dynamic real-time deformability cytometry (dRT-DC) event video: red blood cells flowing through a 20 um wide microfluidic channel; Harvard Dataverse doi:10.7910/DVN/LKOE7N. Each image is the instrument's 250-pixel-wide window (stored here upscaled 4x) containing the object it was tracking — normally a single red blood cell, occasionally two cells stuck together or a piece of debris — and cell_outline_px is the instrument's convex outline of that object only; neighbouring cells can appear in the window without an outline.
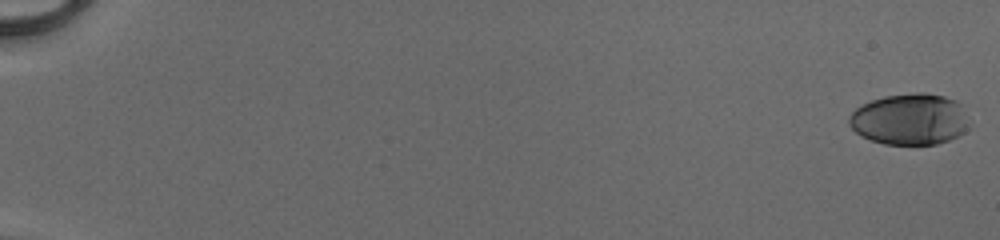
{"species": "human", "species_latin": "Homo sapiens", "temperature_condition": "cold", "stored_images_in_passage": 53, "camera_frame_rate_fps": 3000, "um_per_image_px": 0.085, "donor": {"sex": "male"}, "frame": {"image": 1, "passage_image": 1, "time_ms": 0.0, "image_size_px": [1000, 240], "cell_outline_px": [[968, 128], [964, 132], [948, 140], [936, 144], [884, 144], [860, 136], [848, 124], [848, 116], [856, 108], [872, 100], [884, 96], [916, 92], [924, 92], [944, 96], [956, 100], [964, 104], [968, 124]], "centroid_in_image_um": [77.35, 10.12], "position_along_channel_um": 7.7, "area_um2": 36.13}}
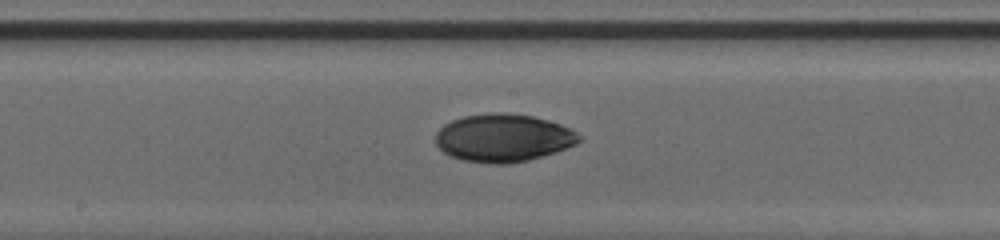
{"frame": {"image": 2, "passage_image": 31, "time_ms": 10.0, "image_size_px": [1000, 240], "cell_outline_px": [[584, 140], [576, 144], [556, 152], [528, 160], [508, 164], [488, 164], [464, 160], [448, 156], [436, 144], [436, 132], [444, 124], [452, 120], [464, 116], [488, 112], [504, 112], [532, 116], [548, 120], [572, 128], [584, 136]], "centroid_in_image_um": [42.82, 11.72], "position_along_channel_um": 205.4, "area_um2": 40.58}}
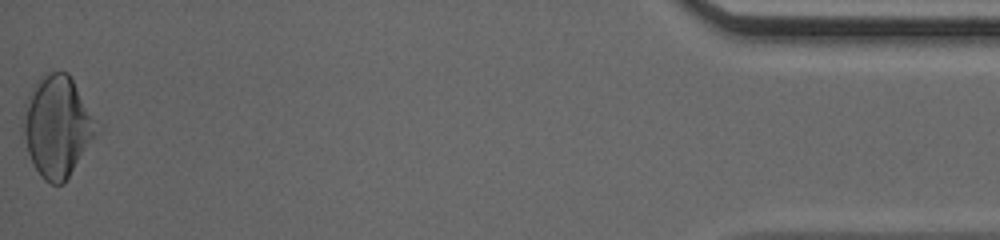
{"frame": {"image": 3, "passage_image": 53, "time_ms": 17.333, "image_size_px": [1000, 240], "cell_outline_px": [[96, 132], [64, 184], [52, 184], [44, 180], [40, 176], [28, 152], [20, 124], [24, 104], [36, 80], [44, 72], [68, 72], [72, 80]], "centroid_in_image_um": [4.73, 10.75], "position_along_channel_um": 430.5, "area_um2": 41.62}, "authors_computed_cell_mechanics": {"area_um2": 38.726, "velocity_mm_per_s": 4.1448, "shape_relaxation_time_tau1_ms": 10.9072, "shape_relaxation_time_tau2_ms": 1.6351, "deformation_change_tau1": 0.2631, "deformation_change_tau2": 0.0416}}